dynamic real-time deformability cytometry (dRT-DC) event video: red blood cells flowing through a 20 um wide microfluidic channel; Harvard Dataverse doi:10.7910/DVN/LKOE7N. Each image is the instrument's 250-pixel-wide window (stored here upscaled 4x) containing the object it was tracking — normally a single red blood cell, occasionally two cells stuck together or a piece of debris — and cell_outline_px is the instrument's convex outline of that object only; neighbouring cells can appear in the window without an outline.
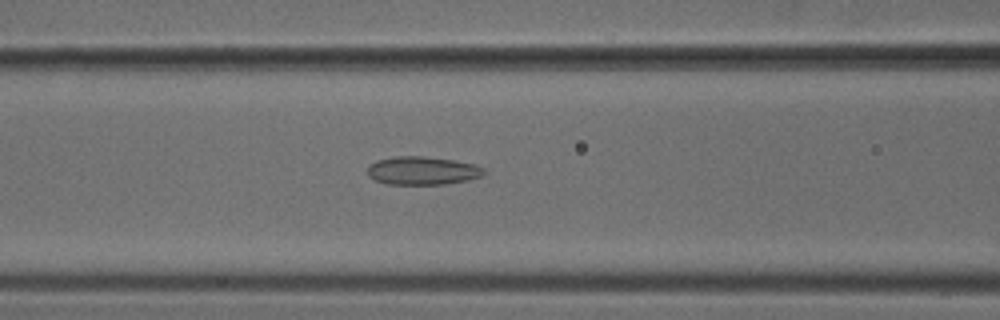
{"species": "common noctule bat (a hibernating species)", "species_latin": "Nyctalus noctula", "temperature_condition": "cold", "stored_images_in_passage": 50, "camera_frame_rate_fps": 3000, "um_per_image_px": 0.085, "animal": {"sex": "male", "body_mass_g": 18.8}, "frame": {"image": 1, "passage_image": 20, "time_ms": 6.333, "image_size_px": [1000, 320], "cell_outline_px": [[488, 172], [480, 176], [468, 180], [444, 184], [388, 184], [376, 180], [368, 176], [368, 164], [376, 160], [396, 156], [424, 156], [452, 160], [476, 164], [484, 168]], "centroid_in_image_um": [35.91, 14.5], "position_along_channel_um": 130.7, "area_um2": 19.25}}
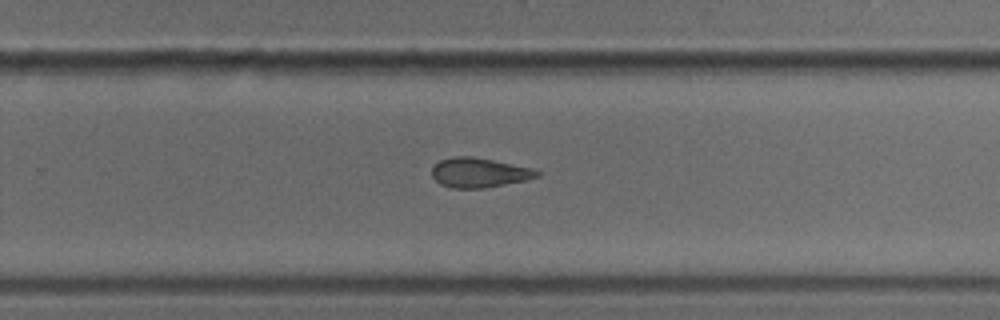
{"frame": {"image": 2, "passage_image": 32, "time_ms": 10.333, "image_size_px": [1000, 320], "cell_outline_px": [[540, 176], [528, 180], [484, 188], [452, 188], [440, 184], [432, 176], [432, 168], [440, 160], [452, 156], [472, 156], [532, 168], [540, 172]], "centroid_in_image_um": [40.73, 14.68], "position_along_channel_um": 289.1, "area_um2": 18.15}}
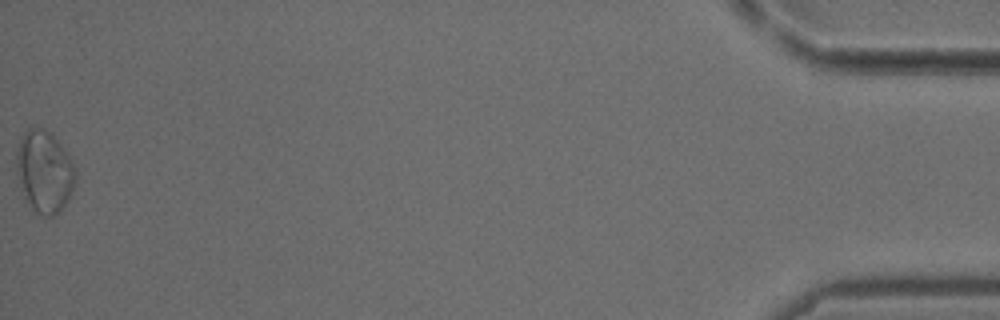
{"frame": {"image": 3, "passage_image": 50, "time_ms": 16.333, "image_size_px": [1000, 320], "cell_outline_px": [[76, 180], [68, 200], [60, 212], [52, 216], [40, 216], [32, 212], [24, 200], [16, 172], [16, 152], [20, 140], [24, 132], [28, 128], [44, 128], [52, 132], [68, 152], [76, 176]], "centroid_in_image_um": [3.75, 14.61], "position_along_channel_um": 431.4, "area_um2": 28.9}}